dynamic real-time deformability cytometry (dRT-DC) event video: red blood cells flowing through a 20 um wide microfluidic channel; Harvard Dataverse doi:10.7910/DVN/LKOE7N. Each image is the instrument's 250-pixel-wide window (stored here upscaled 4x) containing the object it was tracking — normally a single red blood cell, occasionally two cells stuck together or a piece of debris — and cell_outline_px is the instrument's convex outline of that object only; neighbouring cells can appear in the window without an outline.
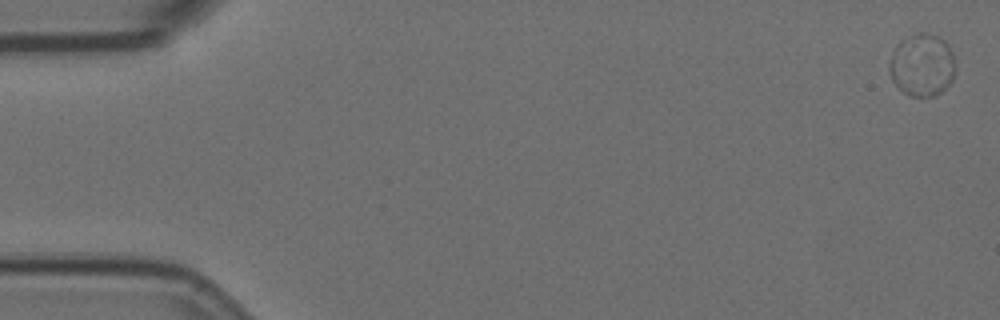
{"species": "Egyptian fruit bat (a non-hibernating species)", "species_latin": "Rousettus aegyptiacus", "temperature_condition": "room temperature", "stored_images_in_passage": 5, "camera_frame_rate_fps": 3000, "um_per_image_px": 0.085, "animal": {"sex": "female"}, "frame": {"image": 1, "passage_image": 1, "time_ms": 0.0, "image_size_px": [1000, 320], "cell_outline_px": [[956, 68], [952, 80], [936, 96], [908, 96], [892, 80], [888, 72], [888, 64], [892, 52], [896, 44], [900, 40], [908, 36], [920, 32], [924, 32], [936, 36], [944, 40], [948, 44], [956, 60]], "centroid_in_image_um": [78.37, 5.51], "position_along_channel_um": 6.6, "area_um2": 24.39}}
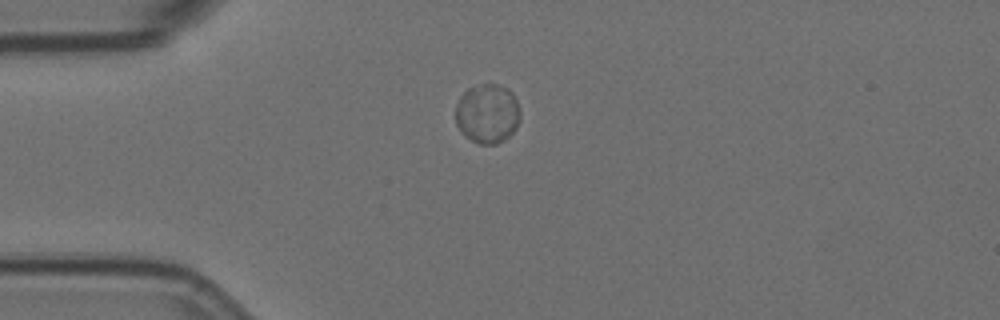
{"frame": {"image": 2, "passage_image": 5, "time_ms": 1.333, "image_size_px": [1000, 320], "cell_outline_px": [[520, 120], [516, 128], [504, 140], [496, 144], [480, 144], [464, 136], [460, 132], [456, 124], [456, 104], [460, 96], [468, 88], [480, 84], [496, 84], [508, 88], [512, 92], [516, 100], [520, 112]], "centroid_in_image_um": [41.42, 9.66], "position_along_channel_um": 43.6, "area_um2": 22.54}}